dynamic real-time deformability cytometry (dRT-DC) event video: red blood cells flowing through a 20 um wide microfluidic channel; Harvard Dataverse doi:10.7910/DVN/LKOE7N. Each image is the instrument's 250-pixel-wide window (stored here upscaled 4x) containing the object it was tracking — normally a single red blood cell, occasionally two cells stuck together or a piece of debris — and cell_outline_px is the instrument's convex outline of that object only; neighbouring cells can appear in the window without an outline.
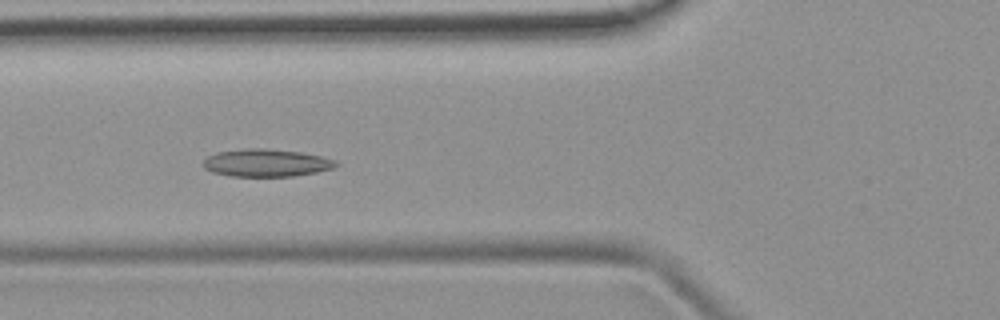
{"species": "common noctule bat (a hibernating species)", "species_latin": "Nyctalus noctula", "temperature_condition": "room temperature", "stored_images_in_passage": 7, "camera_frame_rate_fps": 3000, "um_per_image_px": 0.085, "animal": {"sex": "female", "body_mass_g": 19.9}, "frame": {"image": 1, "passage_image": 4, "time_ms": 3.333, "image_size_px": [1000, 320], "cell_outline_px": [[340, 164], [332, 168], [316, 172], [292, 176], [228, 176], [212, 172], [204, 168], [204, 160], [208, 156], [216, 152], [244, 148], [264, 148], [300, 152], [320, 156], [336, 160]], "centroid_in_image_um": [22.62, 13.84], "position_along_channel_um": 103.2, "area_um2": 21.33}}
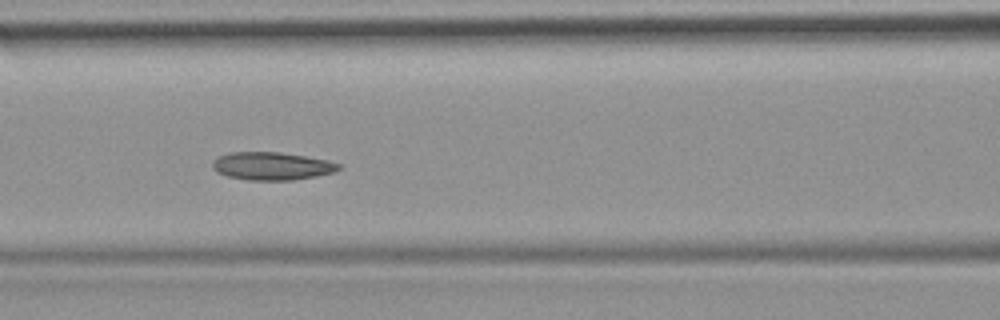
{"frame": {"image": 2, "passage_image": 5, "time_ms": 4.333, "image_size_px": [1000, 320], "cell_outline_px": [[340, 168], [336, 172], [316, 176], [292, 180], [248, 180], [228, 176], [216, 172], [212, 168], [212, 160], [220, 156], [232, 152], [280, 152], [328, 160], [340, 164]], "centroid_in_image_um": [23.11, 14.11], "position_along_channel_um": 143.5, "area_um2": 20.52}}
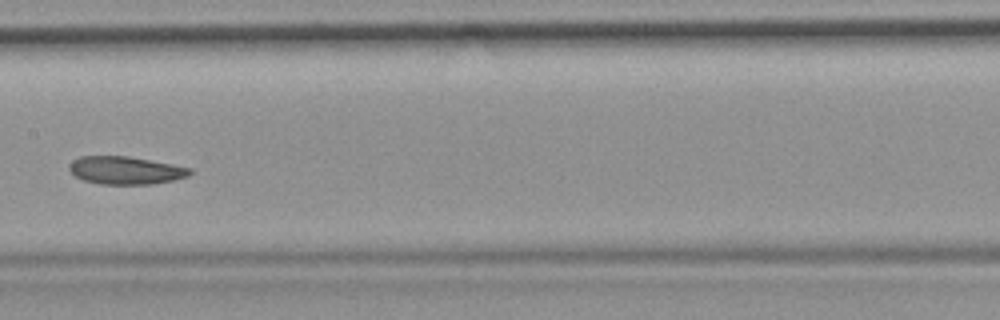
{"frame": {"image": 3, "passage_image": 6, "time_ms": 5.667, "image_size_px": [1000, 320], "cell_outline_px": [[192, 172], [188, 176], [172, 180], [152, 184], [100, 184], [84, 180], [76, 176], [68, 168], [68, 164], [72, 160], [80, 156], [128, 156], [172, 164], [192, 168]], "centroid_in_image_um": [10.66, 14.47], "position_along_channel_um": 196.7, "area_um2": 19.54}}